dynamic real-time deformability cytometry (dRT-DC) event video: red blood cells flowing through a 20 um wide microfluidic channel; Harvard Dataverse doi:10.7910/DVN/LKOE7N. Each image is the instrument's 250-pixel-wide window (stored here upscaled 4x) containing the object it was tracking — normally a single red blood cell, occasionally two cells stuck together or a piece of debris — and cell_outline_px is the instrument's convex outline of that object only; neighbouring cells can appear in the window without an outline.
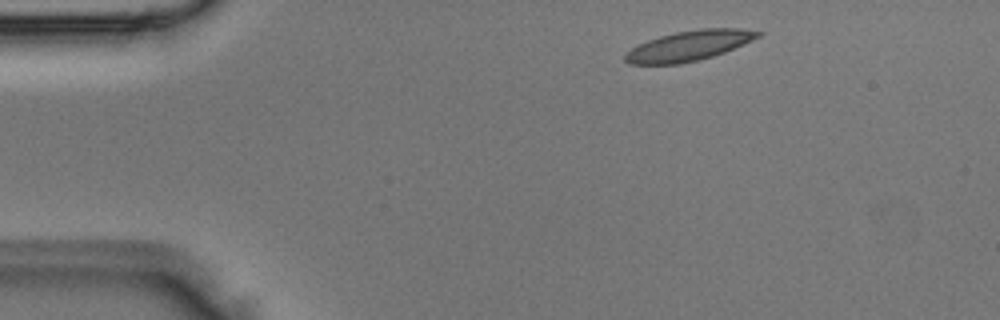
{"species": "Egyptian fruit bat (a non-hibernating species)", "species_latin": "Rousettus aegyptiacus", "temperature_condition": "room temperature", "stored_images_in_passage": 4, "camera_frame_rate_fps": 3000, "um_per_image_px": 0.085, "animal": {"sex": "male"}, "frame": {"image": 1, "passage_image": 1, "time_ms": 0.0, "image_size_px": [1000, 320], "cell_outline_px": [[764, 32], [760, 36], [752, 40], [724, 52], [712, 56], [680, 64], [628, 64], [624, 60], [624, 56], [632, 48], [648, 40], [660, 36], [676, 32], [700, 28], [740, 28]], "centroid_in_image_um": [58.57, 3.88], "position_along_channel_um": 26.4, "area_um2": 23.06}}